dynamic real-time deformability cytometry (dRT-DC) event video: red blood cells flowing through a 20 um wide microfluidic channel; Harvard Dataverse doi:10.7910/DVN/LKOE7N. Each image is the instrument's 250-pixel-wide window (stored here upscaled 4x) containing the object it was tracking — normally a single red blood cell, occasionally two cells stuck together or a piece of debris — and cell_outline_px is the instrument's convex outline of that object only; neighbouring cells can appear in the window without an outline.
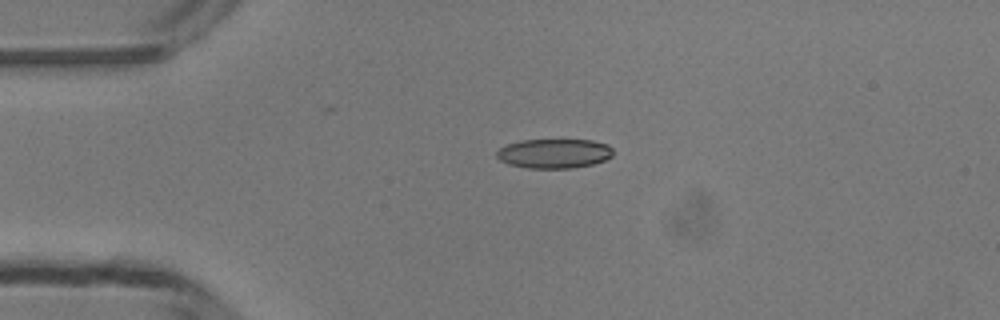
{"species": "common noctule bat (a hibernating species)", "species_latin": "Nyctalus noctula", "temperature_condition": "room temperature", "stored_images_in_passage": 39, "camera_frame_rate_fps": 3000, "um_per_image_px": 0.085, "animal": {"sex": "male", "body_mass_g": 13.3}, "frame": {"image": 1, "passage_image": 1, "time_ms": 0.0, "image_size_px": [1000, 320], "cell_outline_px": [[612, 156], [604, 160], [592, 164], [572, 168], [528, 168], [508, 164], [500, 160], [496, 156], [496, 152], [500, 148], [508, 144], [524, 140], [592, 140], [608, 144], [612, 148]], "centroid_in_image_um": [47.11, 13.05], "position_along_channel_um": 37.9, "area_um2": 19.88}}
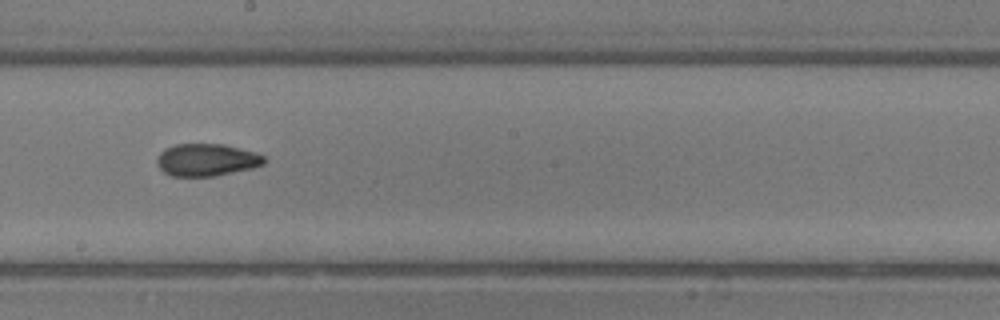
{"frame": {"image": 2, "passage_image": 17, "time_ms": 5.333, "image_size_px": [1000, 320], "cell_outline_px": [[264, 164], [252, 168], [216, 176], [168, 176], [156, 164], [156, 160], [160, 152], [164, 148], [176, 144], [224, 144], [252, 152], [264, 156]], "centroid_in_image_um": [17.51, 13.6], "position_along_channel_um": 230.7, "area_um2": 20.17}}
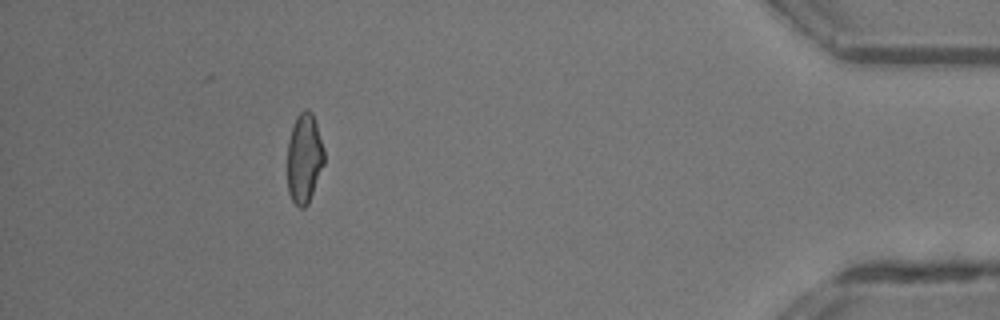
{"frame": {"image": 3, "passage_image": 34, "time_ms": 11.0, "image_size_px": [1000, 320], "cell_outline_px": [[324, 164], [308, 204], [304, 208], [300, 208], [292, 200], [288, 192], [288, 140], [296, 116], [300, 112], [308, 108], [312, 112], [324, 148]], "centroid_in_image_um": [25.86, 13.45], "position_along_channel_um": 409.3, "area_um2": 19.19}, "authors_computed_cell_mechanics": {"area_um2": 19.941, "velocity_mm_per_s": 4.2077, "shape_relaxation_time_tau1_ms": 5.1671, "shape_relaxation_time_tau2_ms": 2.0936, "deformation_change_tau1": 0.1379, "deformation_change_tau2": 0.0873}}